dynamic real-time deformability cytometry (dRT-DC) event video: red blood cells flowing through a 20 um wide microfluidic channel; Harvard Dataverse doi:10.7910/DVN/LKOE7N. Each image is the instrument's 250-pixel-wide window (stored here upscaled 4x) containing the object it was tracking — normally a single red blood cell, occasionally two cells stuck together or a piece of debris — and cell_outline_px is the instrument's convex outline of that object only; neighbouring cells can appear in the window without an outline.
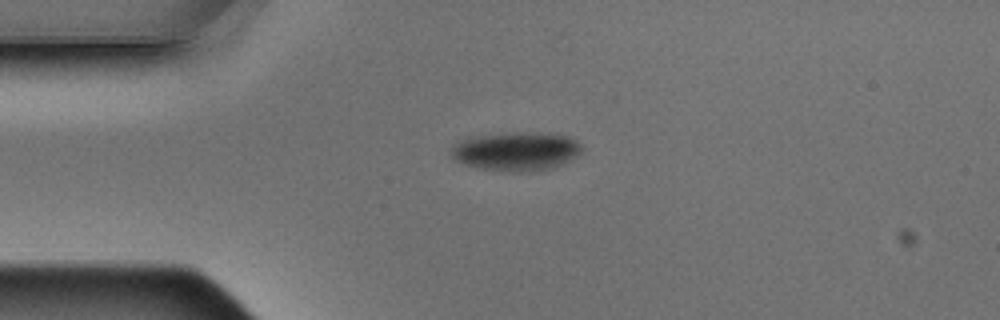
{"species": "Egyptian fruit bat (a non-hibernating species)", "species_latin": "Rousettus aegyptiacus", "temperature_condition": "warm", "stored_images_in_passage": 1, "camera_frame_rate_fps": 3000, "um_per_image_px": 0.085, "animal": {"sex": "male"}, "frame": {"image": 1, "passage_image": 1, "time_ms": 0.0, "image_size_px": [1000, 320], "cell_outline_px": [[580, 152], [560, 164], [548, 168], [520, 172], [480, 168], [464, 164], [456, 160], [452, 156], [452, 144], [472, 136], [516, 132], [556, 132], [572, 136], [580, 144]], "centroid_in_image_um": [43.87, 12.81], "position_along_channel_um": 41.1, "area_um2": 29.3}}